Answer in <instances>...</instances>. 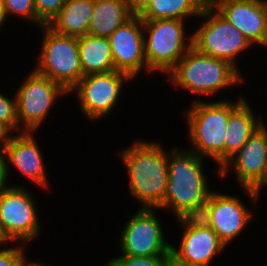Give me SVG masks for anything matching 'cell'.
<instances>
[{"instance_id": "obj_34", "label": "cell", "mask_w": 267, "mask_h": 266, "mask_svg": "<svg viewBox=\"0 0 267 266\" xmlns=\"http://www.w3.org/2000/svg\"><path fill=\"white\" fill-rule=\"evenodd\" d=\"M7 18L4 12V5H3V0H0V30H2V27L5 25L7 22Z\"/></svg>"}, {"instance_id": "obj_5", "label": "cell", "mask_w": 267, "mask_h": 266, "mask_svg": "<svg viewBox=\"0 0 267 266\" xmlns=\"http://www.w3.org/2000/svg\"><path fill=\"white\" fill-rule=\"evenodd\" d=\"M179 19L142 20L148 73L166 76L192 47V31ZM189 34H188V33Z\"/></svg>"}, {"instance_id": "obj_8", "label": "cell", "mask_w": 267, "mask_h": 266, "mask_svg": "<svg viewBox=\"0 0 267 266\" xmlns=\"http://www.w3.org/2000/svg\"><path fill=\"white\" fill-rule=\"evenodd\" d=\"M232 170V171H231ZM231 171V172H230ZM230 174V175H229ZM237 180L239 189L249 198L254 209L267 185V123H263L248 141L221 168L220 180L230 177Z\"/></svg>"}, {"instance_id": "obj_31", "label": "cell", "mask_w": 267, "mask_h": 266, "mask_svg": "<svg viewBox=\"0 0 267 266\" xmlns=\"http://www.w3.org/2000/svg\"><path fill=\"white\" fill-rule=\"evenodd\" d=\"M133 15L139 16L151 3L152 0H127Z\"/></svg>"}, {"instance_id": "obj_20", "label": "cell", "mask_w": 267, "mask_h": 266, "mask_svg": "<svg viewBox=\"0 0 267 266\" xmlns=\"http://www.w3.org/2000/svg\"><path fill=\"white\" fill-rule=\"evenodd\" d=\"M133 16L127 0H94V11L87 34L109 37Z\"/></svg>"}, {"instance_id": "obj_17", "label": "cell", "mask_w": 267, "mask_h": 266, "mask_svg": "<svg viewBox=\"0 0 267 266\" xmlns=\"http://www.w3.org/2000/svg\"><path fill=\"white\" fill-rule=\"evenodd\" d=\"M182 229L178 246H174V243L170 246V253L180 261L200 266H212L214 259L217 260L216 258L226 251L227 246L211 227L181 228L180 230Z\"/></svg>"}, {"instance_id": "obj_27", "label": "cell", "mask_w": 267, "mask_h": 266, "mask_svg": "<svg viewBox=\"0 0 267 266\" xmlns=\"http://www.w3.org/2000/svg\"><path fill=\"white\" fill-rule=\"evenodd\" d=\"M0 122L8 125L15 133H20L15 94L10 98L0 92Z\"/></svg>"}, {"instance_id": "obj_24", "label": "cell", "mask_w": 267, "mask_h": 266, "mask_svg": "<svg viewBox=\"0 0 267 266\" xmlns=\"http://www.w3.org/2000/svg\"><path fill=\"white\" fill-rule=\"evenodd\" d=\"M3 5L8 20L14 17L28 23L31 22V24L33 23L37 27V13L34 0H3Z\"/></svg>"}, {"instance_id": "obj_9", "label": "cell", "mask_w": 267, "mask_h": 266, "mask_svg": "<svg viewBox=\"0 0 267 266\" xmlns=\"http://www.w3.org/2000/svg\"><path fill=\"white\" fill-rule=\"evenodd\" d=\"M0 195V229L10 243L30 245L43 235L37 197L25 185L10 182Z\"/></svg>"}, {"instance_id": "obj_7", "label": "cell", "mask_w": 267, "mask_h": 266, "mask_svg": "<svg viewBox=\"0 0 267 266\" xmlns=\"http://www.w3.org/2000/svg\"><path fill=\"white\" fill-rule=\"evenodd\" d=\"M43 38L34 70L60 84L69 92L84 76L78 51V37L56 33L47 25L39 27Z\"/></svg>"}, {"instance_id": "obj_1", "label": "cell", "mask_w": 267, "mask_h": 266, "mask_svg": "<svg viewBox=\"0 0 267 266\" xmlns=\"http://www.w3.org/2000/svg\"><path fill=\"white\" fill-rule=\"evenodd\" d=\"M158 141L138 137L116 152L126 168L128 193L138 201L139 208L159 209L164 201L168 183L167 149Z\"/></svg>"}, {"instance_id": "obj_23", "label": "cell", "mask_w": 267, "mask_h": 266, "mask_svg": "<svg viewBox=\"0 0 267 266\" xmlns=\"http://www.w3.org/2000/svg\"><path fill=\"white\" fill-rule=\"evenodd\" d=\"M180 228H207L211 227V195L208 199L185 208L176 217Z\"/></svg>"}, {"instance_id": "obj_6", "label": "cell", "mask_w": 267, "mask_h": 266, "mask_svg": "<svg viewBox=\"0 0 267 266\" xmlns=\"http://www.w3.org/2000/svg\"><path fill=\"white\" fill-rule=\"evenodd\" d=\"M199 18L200 26L197 24L192 30V46L201 53L229 62L243 75L238 59L244 58L242 53L250 52L253 47L250 42L209 2L203 6Z\"/></svg>"}, {"instance_id": "obj_14", "label": "cell", "mask_w": 267, "mask_h": 266, "mask_svg": "<svg viewBox=\"0 0 267 266\" xmlns=\"http://www.w3.org/2000/svg\"><path fill=\"white\" fill-rule=\"evenodd\" d=\"M34 135V132L16 133L2 155L6 162L9 179L12 178L11 171L14 167V171H19V174L27 178V181L30 180L34 185L40 186L39 188L48 190L51 184L48 179L47 165L43 159L44 153Z\"/></svg>"}, {"instance_id": "obj_29", "label": "cell", "mask_w": 267, "mask_h": 266, "mask_svg": "<svg viewBox=\"0 0 267 266\" xmlns=\"http://www.w3.org/2000/svg\"><path fill=\"white\" fill-rule=\"evenodd\" d=\"M15 134L16 133L8 125L0 122V154H2Z\"/></svg>"}, {"instance_id": "obj_25", "label": "cell", "mask_w": 267, "mask_h": 266, "mask_svg": "<svg viewBox=\"0 0 267 266\" xmlns=\"http://www.w3.org/2000/svg\"><path fill=\"white\" fill-rule=\"evenodd\" d=\"M107 259L111 266H166L169 256H113Z\"/></svg>"}, {"instance_id": "obj_3", "label": "cell", "mask_w": 267, "mask_h": 266, "mask_svg": "<svg viewBox=\"0 0 267 266\" xmlns=\"http://www.w3.org/2000/svg\"><path fill=\"white\" fill-rule=\"evenodd\" d=\"M168 77V78H167ZM172 87L187 90L198 97H212L245 83L246 79L233 65L225 60L199 52L193 46L166 75Z\"/></svg>"}, {"instance_id": "obj_16", "label": "cell", "mask_w": 267, "mask_h": 266, "mask_svg": "<svg viewBox=\"0 0 267 266\" xmlns=\"http://www.w3.org/2000/svg\"><path fill=\"white\" fill-rule=\"evenodd\" d=\"M244 203L240 196L228 192L214 190L211 193V228L227 247L244 234L255 218L253 209Z\"/></svg>"}, {"instance_id": "obj_22", "label": "cell", "mask_w": 267, "mask_h": 266, "mask_svg": "<svg viewBox=\"0 0 267 266\" xmlns=\"http://www.w3.org/2000/svg\"><path fill=\"white\" fill-rule=\"evenodd\" d=\"M208 0H152L139 15L142 20L179 19L190 21L198 19Z\"/></svg>"}, {"instance_id": "obj_28", "label": "cell", "mask_w": 267, "mask_h": 266, "mask_svg": "<svg viewBox=\"0 0 267 266\" xmlns=\"http://www.w3.org/2000/svg\"><path fill=\"white\" fill-rule=\"evenodd\" d=\"M26 247L28 248L27 245L21 243H9L2 249L0 247V266H17L21 255L27 250Z\"/></svg>"}, {"instance_id": "obj_11", "label": "cell", "mask_w": 267, "mask_h": 266, "mask_svg": "<svg viewBox=\"0 0 267 266\" xmlns=\"http://www.w3.org/2000/svg\"><path fill=\"white\" fill-rule=\"evenodd\" d=\"M132 81L129 75L116 70L91 74L83 76L68 94L75 95L77 108L79 106L82 115L93 123L111 115L121 101L124 85Z\"/></svg>"}, {"instance_id": "obj_21", "label": "cell", "mask_w": 267, "mask_h": 266, "mask_svg": "<svg viewBox=\"0 0 267 266\" xmlns=\"http://www.w3.org/2000/svg\"><path fill=\"white\" fill-rule=\"evenodd\" d=\"M78 51L84 76L115 71L108 37L80 36Z\"/></svg>"}, {"instance_id": "obj_15", "label": "cell", "mask_w": 267, "mask_h": 266, "mask_svg": "<svg viewBox=\"0 0 267 266\" xmlns=\"http://www.w3.org/2000/svg\"><path fill=\"white\" fill-rule=\"evenodd\" d=\"M252 46L267 49V0H208Z\"/></svg>"}, {"instance_id": "obj_18", "label": "cell", "mask_w": 267, "mask_h": 266, "mask_svg": "<svg viewBox=\"0 0 267 266\" xmlns=\"http://www.w3.org/2000/svg\"><path fill=\"white\" fill-rule=\"evenodd\" d=\"M245 97L229 114L225 134L224 164L248 141L264 123V117L253 110Z\"/></svg>"}, {"instance_id": "obj_10", "label": "cell", "mask_w": 267, "mask_h": 266, "mask_svg": "<svg viewBox=\"0 0 267 266\" xmlns=\"http://www.w3.org/2000/svg\"><path fill=\"white\" fill-rule=\"evenodd\" d=\"M69 95L58 83L40 75L33 68L15 91L20 132H38L52 115L55 103ZM54 106V107H53Z\"/></svg>"}, {"instance_id": "obj_32", "label": "cell", "mask_w": 267, "mask_h": 266, "mask_svg": "<svg viewBox=\"0 0 267 266\" xmlns=\"http://www.w3.org/2000/svg\"><path fill=\"white\" fill-rule=\"evenodd\" d=\"M28 252H29V250L26 253L24 252L21 255L17 266H51V264L48 265V263L46 264L45 262H40V261L35 262V260L30 261L29 257H27ZM52 266H53V264H52Z\"/></svg>"}, {"instance_id": "obj_35", "label": "cell", "mask_w": 267, "mask_h": 266, "mask_svg": "<svg viewBox=\"0 0 267 266\" xmlns=\"http://www.w3.org/2000/svg\"><path fill=\"white\" fill-rule=\"evenodd\" d=\"M10 242L5 238L4 234L0 229V247L2 248L5 245H8Z\"/></svg>"}, {"instance_id": "obj_33", "label": "cell", "mask_w": 267, "mask_h": 266, "mask_svg": "<svg viewBox=\"0 0 267 266\" xmlns=\"http://www.w3.org/2000/svg\"><path fill=\"white\" fill-rule=\"evenodd\" d=\"M166 266H200V265H196V264H189V263H185L180 261L179 259L175 258L171 253L169 254V258L167 261Z\"/></svg>"}, {"instance_id": "obj_30", "label": "cell", "mask_w": 267, "mask_h": 266, "mask_svg": "<svg viewBox=\"0 0 267 266\" xmlns=\"http://www.w3.org/2000/svg\"><path fill=\"white\" fill-rule=\"evenodd\" d=\"M10 181L5 159L3 155L0 154V195L11 186L9 184Z\"/></svg>"}, {"instance_id": "obj_12", "label": "cell", "mask_w": 267, "mask_h": 266, "mask_svg": "<svg viewBox=\"0 0 267 266\" xmlns=\"http://www.w3.org/2000/svg\"><path fill=\"white\" fill-rule=\"evenodd\" d=\"M157 210L138 208L124 221L118 237L119 256H169L171 242L166 238Z\"/></svg>"}, {"instance_id": "obj_13", "label": "cell", "mask_w": 267, "mask_h": 266, "mask_svg": "<svg viewBox=\"0 0 267 266\" xmlns=\"http://www.w3.org/2000/svg\"><path fill=\"white\" fill-rule=\"evenodd\" d=\"M108 40L116 71L129 75L133 80L141 77L139 74H143V71V75H146L148 67L145 59L144 31L139 16L134 15L118 27Z\"/></svg>"}, {"instance_id": "obj_19", "label": "cell", "mask_w": 267, "mask_h": 266, "mask_svg": "<svg viewBox=\"0 0 267 266\" xmlns=\"http://www.w3.org/2000/svg\"><path fill=\"white\" fill-rule=\"evenodd\" d=\"M94 0H68L47 24L56 33L80 37L88 33Z\"/></svg>"}, {"instance_id": "obj_26", "label": "cell", "mask_w": 267, "mask_h": 266, "mask_svg": "<svg viewBox=\"0 0 267 266\" xmlns=\"http://www.w3.org/2000/svg\"><path fill=\"white\" fill-rule=\"evenodd\" d=\"M68 0H34L37 13V27L47 25Z\"/></svg>"}, {"instance_id": "obj_2", "label": "cell", "mask_w": 267, "mask_h": 266, "mask_svg": "<svg viewBox=\"0 0 267 266\" xmlns=\"http://www.w3.org/2000/svg\"><path fill=\"white\" fill-rule=\"evenodd\" d=\"M239 97V98H238ZM234 100L230 98L203 99L190 101L183 112L187 124V148L198 156L216 163V175L220 178V168L224 165L225 134L230 112L245 98L242 93ZM214 100V101H213ZM209 101V102H208Z\"/></svg>"}, {"instance_id": "obj_36", "label": "cell", "mask_w": 267, "mask_h": 266, "mask_svg": "<svg viewBox=\"0 0 267 266\" xmlns=\"http://www.w3.org/2000/svg\"><path fill=\"white\" fill-rule=\"evenodd\" d=\"M100 266V265H99ZM101 266H111L108 262L104 263L103 265Z\"/></svg>"}, {"instance_id": "obj_4", "label": "cell", "mask_w": 267, "mask_h": 266, "mask_svg": "<svg viewBox=\"0 0 267 266\" xmlns=\"http://www.w3.org/2000/svg\"><path fill=\"white\" fill-rule=\"evenodd\" d=\"M179 149L178 145L167 149L168 183L163 204L159 208L173 212L174 217L185 208L208 199L214 191L208 184L210 179L204 169L206 158L185 146Z\"/></svg>"}]
</instances>
